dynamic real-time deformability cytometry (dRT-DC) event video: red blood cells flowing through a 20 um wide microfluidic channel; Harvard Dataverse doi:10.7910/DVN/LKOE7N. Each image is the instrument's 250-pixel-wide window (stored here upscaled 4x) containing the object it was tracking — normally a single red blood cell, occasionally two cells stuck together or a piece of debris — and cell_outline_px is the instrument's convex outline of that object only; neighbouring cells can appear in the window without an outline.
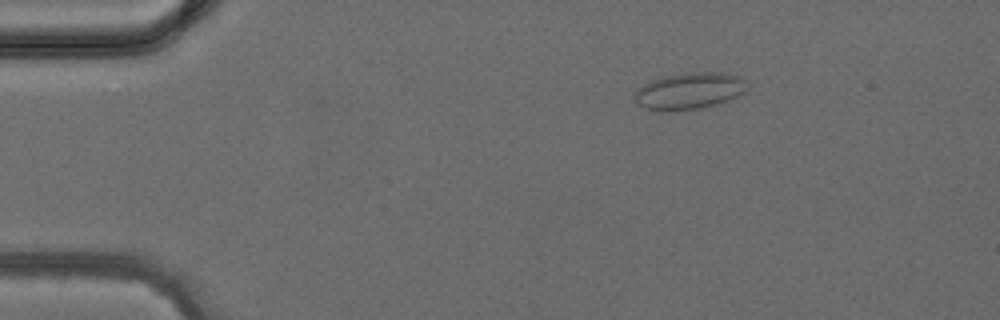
{"species": "common noctule bat (a hibernating species)", "species_latin": "Nyctalus noctula", "temperature_condition": "cold", "stored_images_in_passage": 4, "camera_frame_rate_fps": 3000, "um_per_image_px": 0.085, "animal": {"sex": "female", "body_mass_g": 24.6, "forearm_length_mm": 56.2}, "frame": {"image": 1, "passage_image": 4, "time_ms": 4.667, "image_size_px": [1000, 320], "cell_outline_px": [[748, 84], [744, 92], [736, 96], [700, 108], [648, 108], [640, 104], [636, 100], [636, 88], [652, 80], [664, 76], [688, 72], [720, 72], [740, 76], [748, 80]], "centroid_in_image_um": [58.66, 7.65], "position_along_channel_um": 26.3, "area_um2": 23.0}}